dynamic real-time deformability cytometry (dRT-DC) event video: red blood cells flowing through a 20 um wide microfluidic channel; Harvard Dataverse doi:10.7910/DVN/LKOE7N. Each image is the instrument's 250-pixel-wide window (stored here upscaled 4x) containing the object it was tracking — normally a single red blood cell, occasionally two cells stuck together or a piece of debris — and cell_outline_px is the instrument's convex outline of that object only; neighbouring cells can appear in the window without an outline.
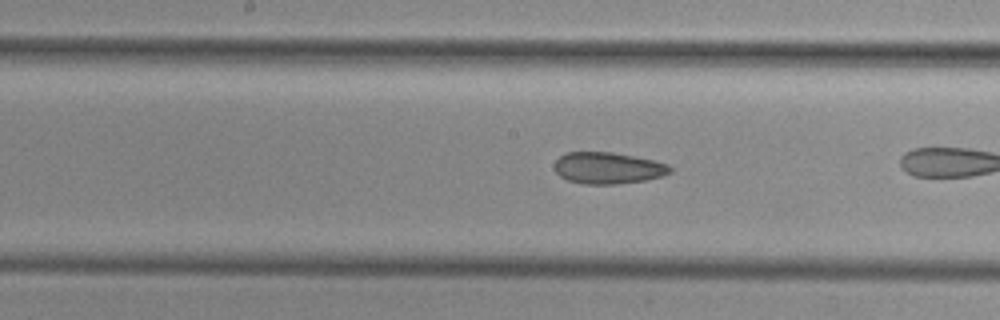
{"species": "common noctule bat (a hibernating species)", "species_latin": "Nyctalus noctula", "temperature_condition": "cold", "stored_images_in_passage": 32, "camera_frame_rate_fps": 3000, "um_per_image_px": 0.085, "animal": {"sex": "female", "body_mass_g": 29.2, "forearm_length_mm": 56.3}, "frame": {"image": 1, "passage_image": 23, "time_ms": 7.333, "image_size_px": [1000, 320], "cell_outline_px": [[672, 172], [660, 176], [644, 180], [616, 184], [584, 184], [568, 180], [560, 176], [556, 172], [556, 160], [560, 156], [568, 152], [612, 152], [652, 160], [668, 164], [672, 168]], "centroid_in_image_um": [51.68, 14.28], "position_along_channel_um": 196.5, "area_um2": 20.98}}